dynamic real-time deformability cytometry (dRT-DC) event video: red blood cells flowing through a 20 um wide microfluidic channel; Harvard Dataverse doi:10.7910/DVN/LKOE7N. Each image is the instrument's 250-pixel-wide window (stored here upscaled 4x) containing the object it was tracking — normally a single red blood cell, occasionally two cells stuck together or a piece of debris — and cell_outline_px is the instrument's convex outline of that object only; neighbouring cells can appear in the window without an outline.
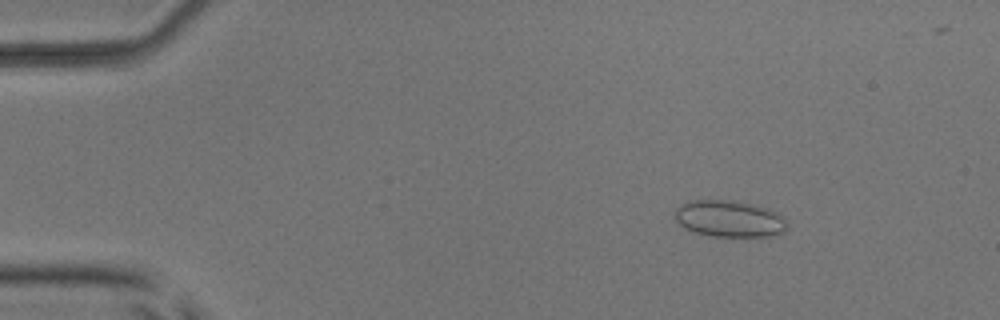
{"species": "common noctule bat (a hibernating species)", "species_latin": "Nyctalus noctula", "temperature_condition": "room temperature", "stored_images_in_passage": 7, "camera_frame_rate_fps": 3000, "um_per_image_px": 0.085, "animal": {"sex": "male", "body_mass_g": 17.9, "forearm_length_mm": 54.2}, "frame": {"image": 1, "passage_image": 2, "time_ms": 0.333, "image_size_px": [1000, 320], "cell_outline_px": [[788, 228], [784, 232], [776, 236], [712, 236], [692, 232], [684, 228], [676, 220], [676, 208], [680, 204], [692, 200], [736, 200], [768, 208], [784, 216], [788, 224]], "centroid_in_image_um": [62.03, 18.59], "position_along_channel_um": 23.0, "area_um2": 24.28}}
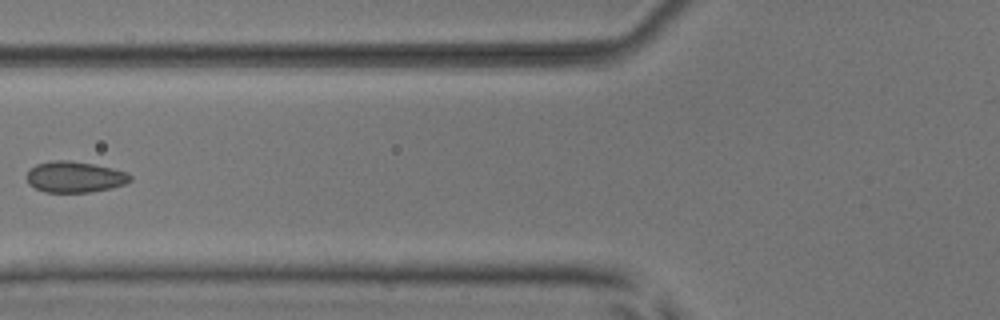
{"frame": {"image": 2, "passage_image": 6, "time_ms": 1.667, "image_size_px": [1000, 320], "cell_outline_px": [[132, 180], [124, 184], [112, 188], [88, 192], [44, 192], [28, 184], [28, 172], [36, 164], [52, 160], [68, 160], [92, 164], [112, 168], [128, 172], [132, 176]], "centroid_in_image_um": [6.38, 15.04], "position_along_channel_um": 119.4, "area_um2": 18.67}}
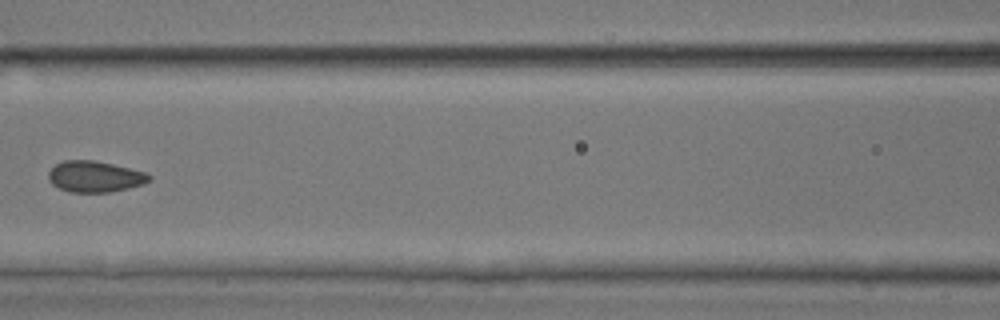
{"frame": {"image": 3, "passage_image": 7, "time_ms": 2.0, "image_size_px": [1000, 320], "cell_outline_px": [[152, 180], [144, 184], [128, 188], [108, 192], [68, 192], [52, 184], [48, 180], [48, 172], [56, 164], [64, 160], [92, 160], [112, 164], [144, 172], [152, 176]], "centroid_in_image_um": [8.05, 15.01], "position_along_channel_um": 158.5, "area_um2": 18.21}}